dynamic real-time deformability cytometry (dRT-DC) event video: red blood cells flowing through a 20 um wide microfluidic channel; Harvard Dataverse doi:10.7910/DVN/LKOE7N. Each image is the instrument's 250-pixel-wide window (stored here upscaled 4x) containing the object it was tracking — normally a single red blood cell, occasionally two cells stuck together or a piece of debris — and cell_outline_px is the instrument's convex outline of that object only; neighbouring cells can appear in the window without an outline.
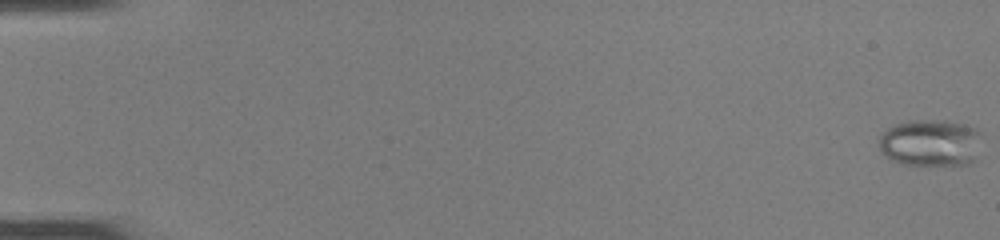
{"species": "common noctule bat (a hibernating species)", "species_latin": "Nyctalus noctula", "temperature_condition": "room temperature", "stored_images_in_passage": 50, "camera_frame_rate_fps": 3000, "um_per_image_px": 0.085, "animal": {"sex": "female", "body_mass_g": 22.0, "forearm_length_mm": 56.7}, "frame": {"image": 1, "passage_image": 1, "time_ms": 0.0, "image_size_px": [1000, 240], "cell_outline_px": [[980, 132], [972, 160], [968, 164], [900, 164], [892, 160], [880, 148], [880, 136], [888, 128], [896, 124], [908, 120], [944, 120], [968, 124], [976, 128]], "centroid_in_image_um": [79.06, 12.1], "position_along_channel_um": 5.9, "area_um2": 27.51}}
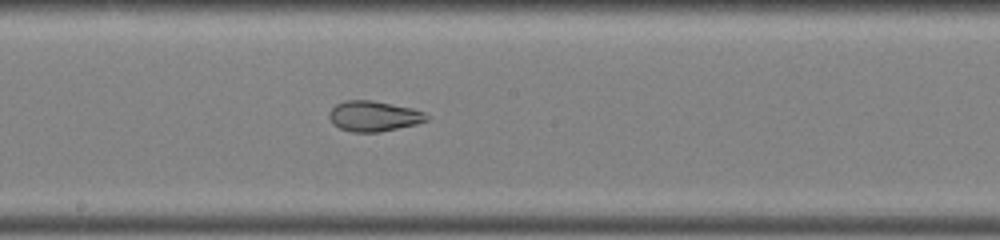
{"frame": {"image": 2, "passage_image": 29, "time_ms": 9.333, "image_size_px": [1000, 240], "cell_outline_px": [[432, 116], [428, 120], [416, 124], [380, 132], [352, 132], [340, 128], [332, 124], [328, 116], [328, 112], [336, 104], [344, 100], [372, 100], [412, 108], [424, 112]], "centroid_in_image_um": [31.77, 9.87], "position_along_channel_um": 216.4, "area_um2": 17.46}}
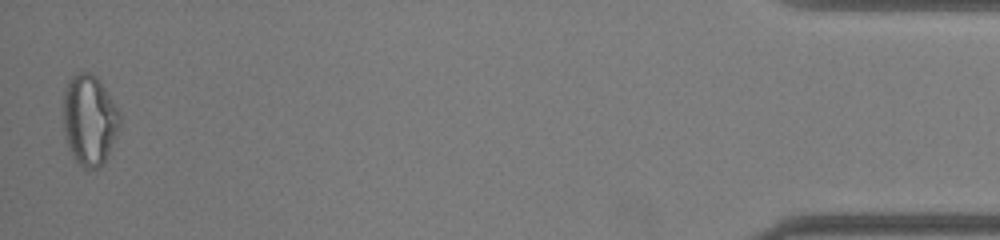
{"frame": {"image": 3, "passage_image": 50, "time_ms": 16.333, "image_size_px": [1000, 240], "cell_outline_px": [[120, 128], [104, 160], [96, 168], [84, 168], [72, 156], [68, 148], [64, 132], [64, 88], [68, 80], [72, 76], [80, 72], [88, 72], [96, 76], [120, 112]], "centroid_in_image_um": [7.58, 10.17], "position_along_channel_um": 427.6, "area_um2": 29.48}, "authors_computed_cell_mechanics": {"area_um2": 24.1026, "velocity_mm_per_s": 4.1395, "shape_relaxation_time_tau1_ms": null, "shape_relaxation_time_tau2_ms": 1.13, "deformation_change_tau1": null, "deformation_change_tau2": 0.0593}}